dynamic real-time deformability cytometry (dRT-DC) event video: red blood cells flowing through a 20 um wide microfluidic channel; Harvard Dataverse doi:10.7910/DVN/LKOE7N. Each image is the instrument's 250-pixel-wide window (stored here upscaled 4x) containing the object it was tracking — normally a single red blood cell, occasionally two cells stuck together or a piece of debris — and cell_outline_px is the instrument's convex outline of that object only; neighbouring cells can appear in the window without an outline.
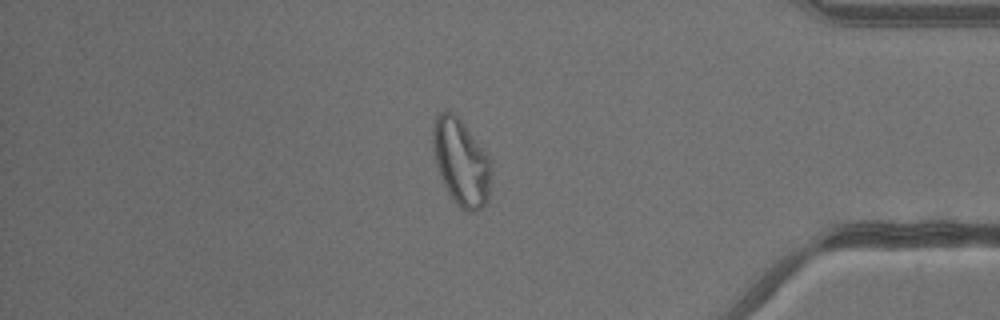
{"species": "common noctule bat (a hibernating species)", "species_latin": "Nyctalus noctula", "temperature_condition": "warm", "stored_images_in_passage": 41, "camera_frame_rate_fps": 3000, "um_per_image_px": 0.085, "animal": {"sex": "male", "body_mass_g": 13.3}, "frame": {"image": 1, "passage_image": 35, "time_ms": 11.333, "image_size_px": [1000, 320], "cell_outline_px": [[492, 164], [488, 200], [480, 208], [472, 212], [468, 212], [460, 208], [456, 204], [448, 192], [444, 184], [436, 164], [432, 144], [432, 120], [436, 112], [452, 112], [464, 124], [492, 160]], "centroid_in_image_um": [39.18, 13.77], "position_along_channel_um": 396.0, "area_um2": 29.54}}